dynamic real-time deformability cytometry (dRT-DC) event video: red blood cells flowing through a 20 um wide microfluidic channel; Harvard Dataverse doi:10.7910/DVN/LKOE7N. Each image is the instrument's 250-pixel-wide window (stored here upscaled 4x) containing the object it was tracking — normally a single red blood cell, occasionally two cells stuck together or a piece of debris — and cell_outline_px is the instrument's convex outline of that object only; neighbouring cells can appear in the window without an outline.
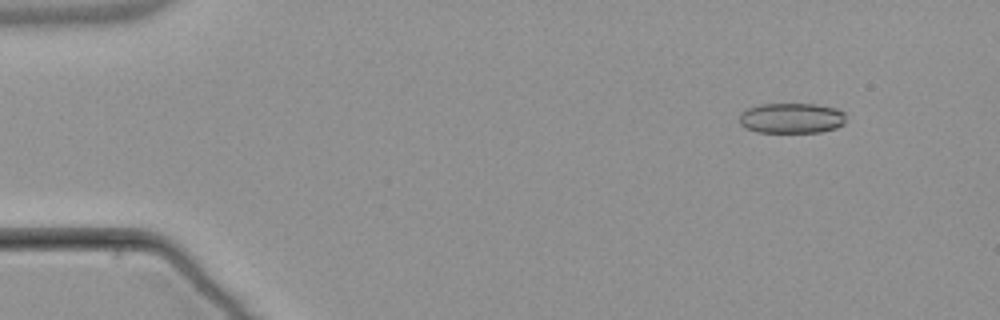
{"species": "common noctule bat (a hibernating species)", "species_latin": "Nyctalus noctula", "temperature_condition": "warm", "stored_images_in_passage": 3, "camera_frame_rate_fps": 3000, "um_per_image_px": 0.085, "animal": {"sex": "male", "body_mass_g": 21.5, "forearm_length_mm": 52.0}, "frame": {"image": 1, "passage_image": 1, "time_ms": 0.0, "image_size_px": [1000, 320], "cell_outline_px": [[844, 124], [836, 128], [820, 132], [756, 132], [744, 128], [740, 124], [740, 112], [748, 108], [760, 104], [816, 104], [836, 108], [844, 112]], "centroid_in_image_um": [67.26, 10.04], "position_along_channel_um": 17.7, "area_um2": 18.96}}
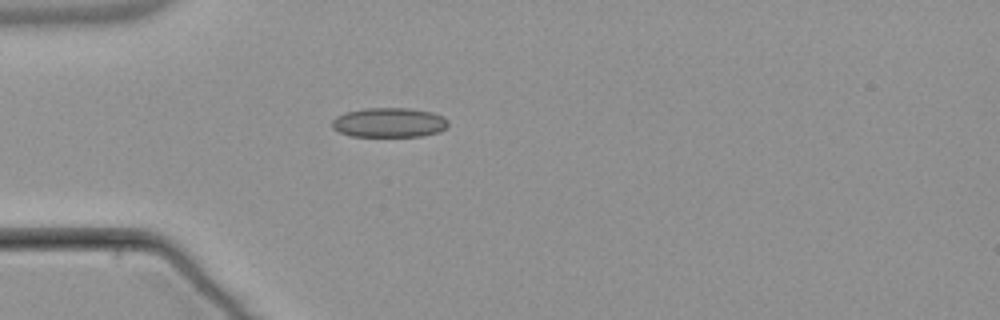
{"frame": {"image": 2, "passage_image": 3, "time_ms": 3.333, "image_size_px": [1000, 320], "cell_outline_px": [[448, 124], [440, 132], [424, 136], [348, 136], [332, 128], [332, 120], [336, 116], [344, 112], [364, 108], [408, 108], [432, 112], [444, 116], [448, 120]], "centroid_in_image_um": [33.07, 10.41], "position_along_channel_um": 51.9, "area_um2": 20.23}}